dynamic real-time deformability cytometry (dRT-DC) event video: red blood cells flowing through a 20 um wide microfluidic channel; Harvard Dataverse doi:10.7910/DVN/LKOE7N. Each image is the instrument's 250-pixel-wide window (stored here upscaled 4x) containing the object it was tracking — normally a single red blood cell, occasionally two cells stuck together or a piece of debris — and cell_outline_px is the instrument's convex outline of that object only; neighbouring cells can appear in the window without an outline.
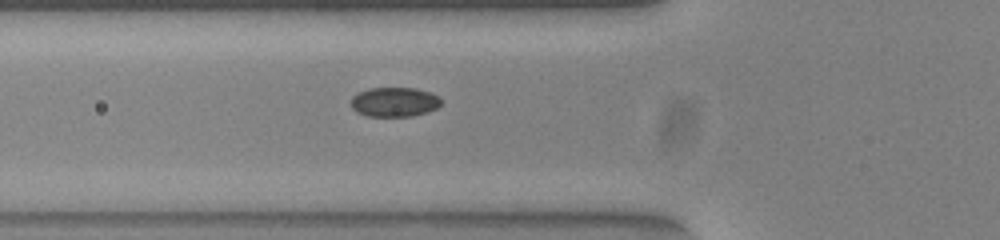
{"species": "common noctule bat (a hibernating species)", "species_latin": "Nyctalus noctula", "temperature_condition": "warm", "stored_images_in_passage": 40, "camera_frame_rate_fps": 3000, "um_per_image_px": 0.085, "animal": {"sex": "female", "body_mass_g": 23.0, "forearm_length_mm": 53.4}, "frame": {"image": 1, "passage_image": 5, "time_ms": 1.333, "image_size_px": [1000, 240], "cell_outline_px": [[440, 104], [436, 108], [428, 112], [412, 116], [368, 116], [356, 112], [352, 108], [352, 96], [368, 88], [416, 88], [440, 96]], "centroid_in_image_um": [33.53, 8.67], "position_along_channel_um": 92.3, "area_um2": 15.43}}
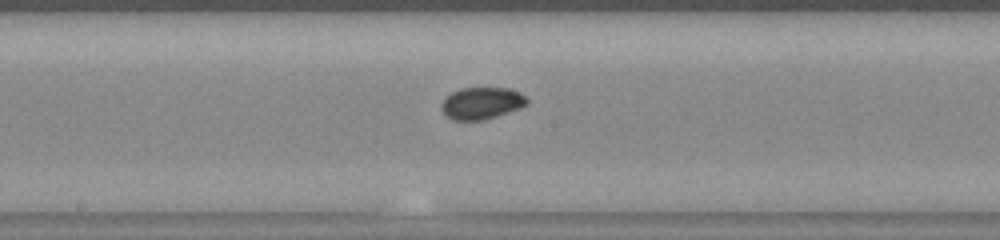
{"frame": {"image": 2, "passage_image": 14, "time_ms": 4.333, "image_size_px": [1000, 240], "cell_outline_px": [[528, 104], [520, 108], [484, 120], [452, 120], [444, 116], [440, 108], [440, 104], [444, 96], [460, 88], [508, 88], [520, 92], [528, 100]], "centroid_in_image_um": [40.88, 8.77], "position_along_channel_um": 207.3, "area_um2": 16.18}}
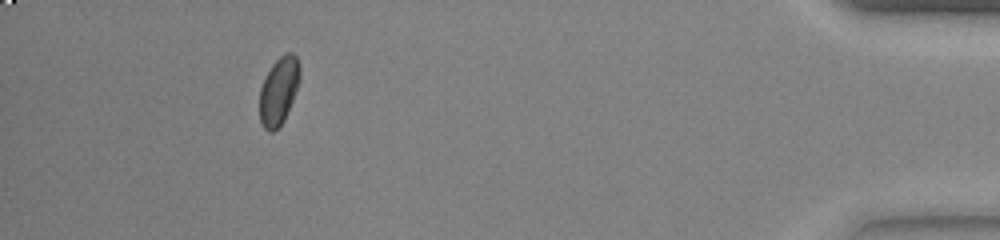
{"frame": {"image": 3, "passage_image": 35, "time_ms": 11.333, "image_size_px": [1000, 240], "cell_outline_px": [[300, 80], [284, 120], [272, 132], [268, 132], [264, 128], [260, 120], [260, 88], [264, 76], [272, 64], [280, 56], [288, 52], [292, 52], [296, 56], [300, 64]], "centroid_in_image_um": [23.69, 7.68], "position_along_channel_um": 411.5, "area_um2": 15.84}}